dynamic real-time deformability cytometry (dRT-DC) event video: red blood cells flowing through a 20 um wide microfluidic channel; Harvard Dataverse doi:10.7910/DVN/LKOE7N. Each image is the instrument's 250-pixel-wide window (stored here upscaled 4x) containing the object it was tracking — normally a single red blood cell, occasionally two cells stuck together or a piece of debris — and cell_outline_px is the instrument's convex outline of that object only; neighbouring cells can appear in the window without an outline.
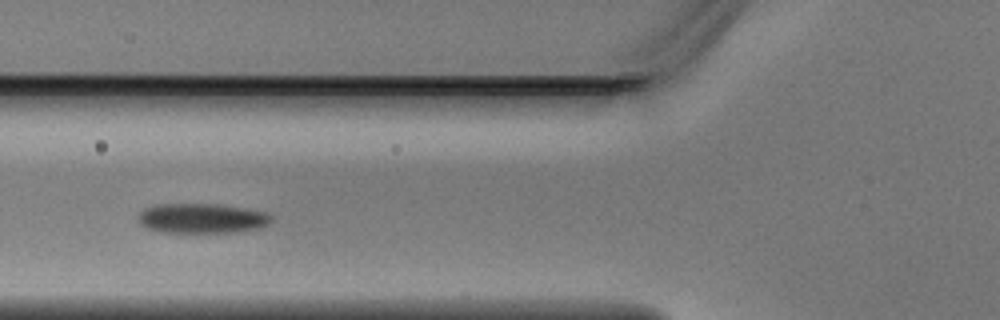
{"species": "Egyptian fruit bat (a non-hibernating species)", "species_latin": "Rousettus aegyptiacus", "temperature_condition": "warm", "stored_images_in_passage": 3, "camera_frame_rate_fps": 3000, "um_per_image_px": 0.085, "animal": {"sex": "male"}, "frame": {"image": 1, "passage_image": 3, "time_ms": 0.667, "image_size_px": [1000, 320], "cell_outline_px": [[272, 220], [268, 224], [256, 228], [236, 232], [160, 232], [148, 228], [140, 224], [136, 220], [136, 216], [144, 208], [152, 204], [220, 204], [244, 208], [264, 212], [272, 216]], "centroid_in_image_um": [17.09, 18.55], "position_along_channel_um": 108.7, "area_um2": 23.24}}